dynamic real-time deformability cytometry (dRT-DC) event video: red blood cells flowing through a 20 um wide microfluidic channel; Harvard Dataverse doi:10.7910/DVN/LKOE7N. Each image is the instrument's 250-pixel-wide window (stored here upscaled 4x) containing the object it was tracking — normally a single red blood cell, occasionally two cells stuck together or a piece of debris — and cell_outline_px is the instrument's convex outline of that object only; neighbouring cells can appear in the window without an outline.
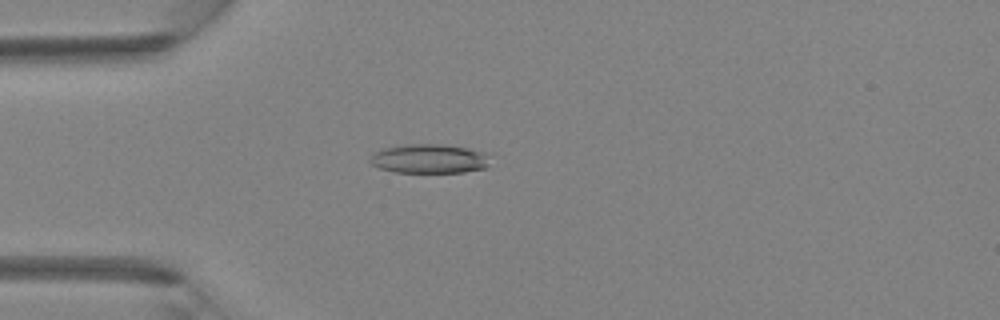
{"species": "Egyptian fruit bat (a non-hibernating species)", "species_latin": "Rousettus aegyptiacus", "temperature_condition": "room temperature", "stored_images_in_passage": 44, "camera_frame_rate_fps": 3000, "um_per_image_px": 0.085, "animal": {"sex": "female"}, "frame": {"image": 1, "passage_image": 12, "time_ms": 3.667, "image_size_px": [1000, 320], "cell_outline_px": [[492, 156], [488, 168], [464, 172], [396, 172], [380, 168], [372, 164], [368, 160], [376, 152], [384, 148], [408, 144], [444, 144], [492, 152]], "centroid_in_image_um": [36.63, 13.48], "position_along_channel_um": 48.4, "area_um2": 20.81}}
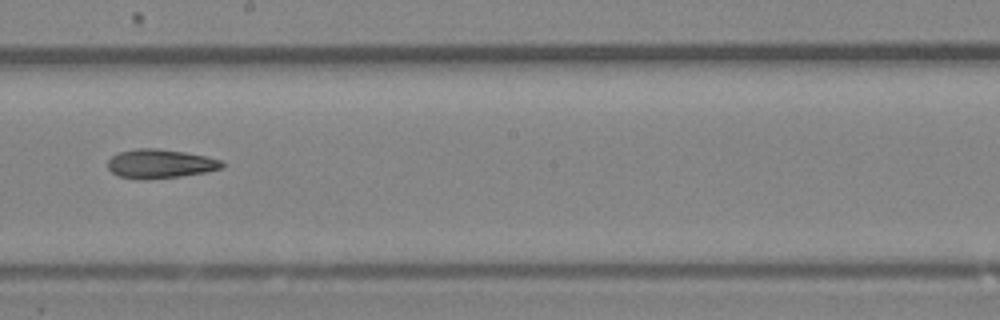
{"frame": {"image": 2, "passage_image": 25, "time_ms": 8.0, "image_size_px": [1000, 320], "cell_outline_px": [[224, 168], [204, 172], [180, 176], [144, 180], [136, 180], [116, 176], [108, 168], [108, 160], [112, 156], [120, 152], [136, 148], [156, 148], [184, 152], [204, 156], [220, 160], [224, 164]], "centroid_in_image_um": [13.57, 13.93], "position_along_channel_um": 234.6, "area_um2": 19.36}}
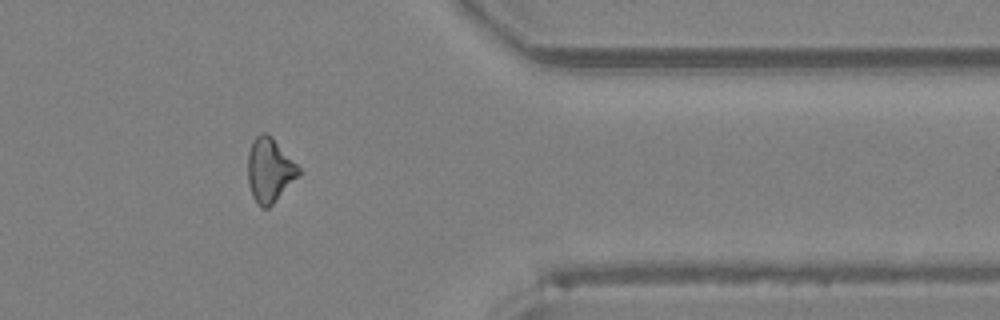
{"frame": {"image": 3, "passage_image": 36, "time_ms": 11.667, "image_size_px": [1000, 320], "cell_outline_px": [[300, 176], [268, 208], [260, 208], [252, 196], [248, 184], [248, 152], [252, 140], [260, 132], [264, 132], [272, 136], [300, 168]], "centroid_in_image_um": [22.91, 14.46], "position_along_channel_um": 388.5, "area_um2": 19.19}}